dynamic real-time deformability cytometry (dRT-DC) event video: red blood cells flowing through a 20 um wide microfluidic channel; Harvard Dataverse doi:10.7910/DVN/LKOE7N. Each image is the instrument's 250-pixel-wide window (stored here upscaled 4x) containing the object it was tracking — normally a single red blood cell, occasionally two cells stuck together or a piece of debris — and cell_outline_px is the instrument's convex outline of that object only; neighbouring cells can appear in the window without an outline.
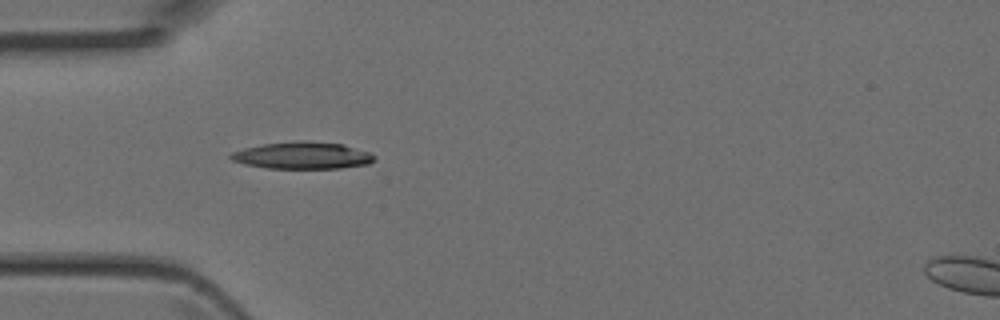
{"species": "Egyptian fruit bat (a non-hibernating species)", "species_latin": "Rousettus aegyptiacus", "temperature_condition": "room temperature", "stored_images_in_passage": 3, "camera_frame_rate_fps": 3000, "um_per_image_px": 0.085, "animal": {"sex": "female"}, "frame": {"image": 1, "passage_image": 2, "time_ms": 0.333, "image_size_px": [1000, 320], "cell_outline_px": [[376, 160], [368, 164], [340, 168], [268, 168], [244, 164], [232, 160], [228, 156], [232, 152], [244, 148], [264, 144], [300, 140], [308, 140], [344, 144], [368, 152], [376, 156]], "centroid_in_image_um": [25.73, 13.21], "position_along_channel_um": 59.3, "area_um2": 22.66}}